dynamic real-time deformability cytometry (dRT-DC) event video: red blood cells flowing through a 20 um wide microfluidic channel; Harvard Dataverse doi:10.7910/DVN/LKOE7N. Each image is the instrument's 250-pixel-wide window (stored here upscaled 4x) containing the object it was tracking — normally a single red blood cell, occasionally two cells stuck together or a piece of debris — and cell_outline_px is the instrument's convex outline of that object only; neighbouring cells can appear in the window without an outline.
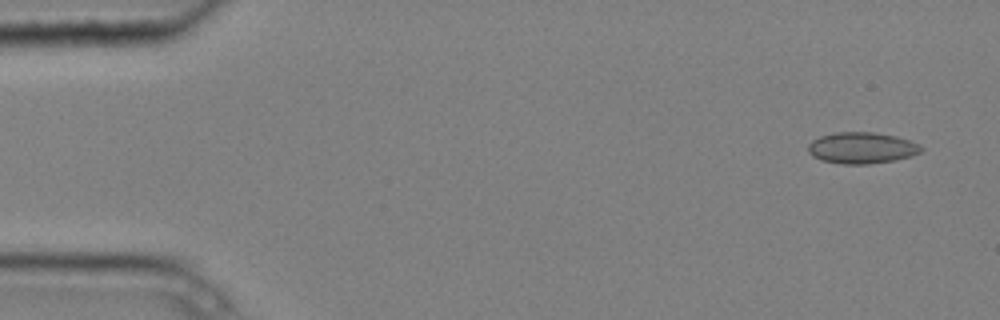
{"species": "common noctule bat (a hibernating species)", "species_latin": "Nyctalus noctula", "temperature_condition": "cold", "stored_images_in_passage": 4, "camera_frame_rate_fps": 3000, "um_per_image_px": 0.085, "animal": {"sex": "male", "body_mass_g": 20.4}, "frame": {"image": 1, "passage_image": 1, "time_ms": 0.0, "image_size_px": [1000, 320], "cell_outline_px": [[924, 148], [920, 152], [912, 156], [896, 160], [868, 164], [840, 164], [820, 160], [812, 156], [808, 152], [808, 144], [812, 140], [820, 136], [836, 132], [876, 132], [896, 136], [920, 144]], "centroid_in_image_um": [73.25, 12.57], "position_along_channel_um": 11.8, "area_um2": 20.87}}
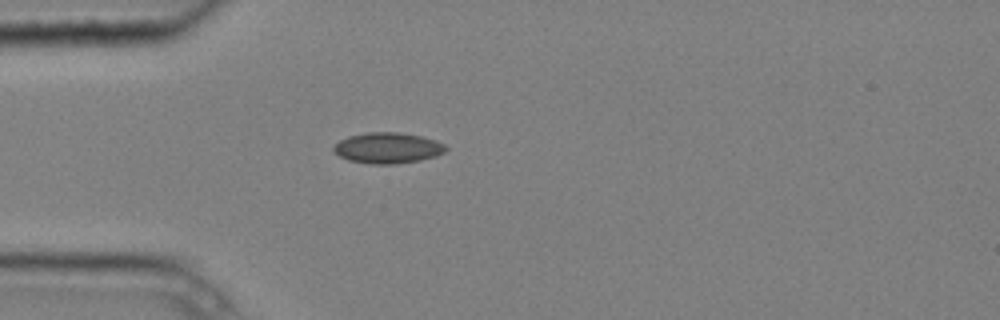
{"frame": {"image": 2, "passage_image": 4, "time_ms": 1.0, "image_size_px": [1000, 320], "cell_outline_px": [[448, 148], [444, 152], [436, 156], [420, 160], [396, 164], [372, 164], [348, 160], [340, 156], [332, 148], [340, 140], [348, 136], [368, 132], [400, 132], [420, 136], [436, 140], [444, 144]], "centroid_in_image_um": [32.97, 12.57], "position_along_channel_um": 52.0, "area_um2": 20.11}}